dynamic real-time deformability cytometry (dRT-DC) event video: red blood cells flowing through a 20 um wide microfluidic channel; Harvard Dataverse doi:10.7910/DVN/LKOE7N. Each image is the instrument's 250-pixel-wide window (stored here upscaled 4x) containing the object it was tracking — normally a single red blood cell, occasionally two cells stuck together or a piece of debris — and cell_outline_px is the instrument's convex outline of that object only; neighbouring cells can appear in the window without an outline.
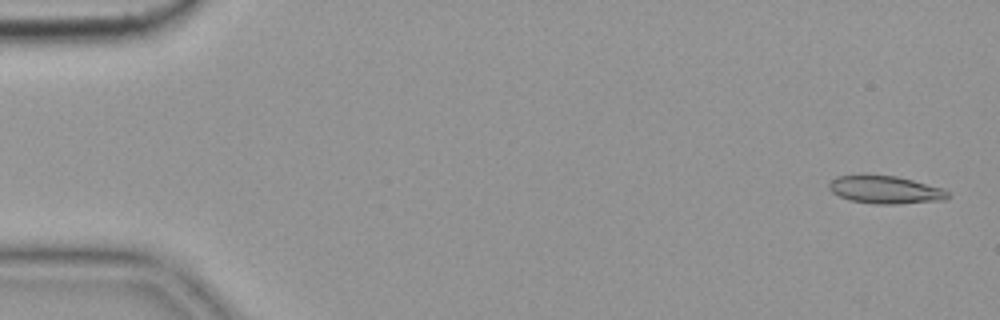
{"species": "common noctule bat (a hibernating species)", "species_latin": "Nyctalus noctula", "temperature_condition": "cold", "stored_images_in_passage": 55, "camera_frame_rate_fps": 3000, "um_per_image_px": 0.085, "animal": {"sex": "female", "body_mass_g": 19.9}, "frame": {"image": 1, "passage_image": 2, "time_ms": 0.333, "image_size_px": [1000, 320], "cell_outline_px": [[948, 196], [944, 200], [896, 204], [872, 204], [848, 200], [832, 192], [828, 188], [828, 184], [836, 176], [896, 176], [944, 188], [948, 192]], "centroid_in_image_um": [75.25, 16.15], "position_along_channel_um": 9.7, "area_um2": 19.02}}
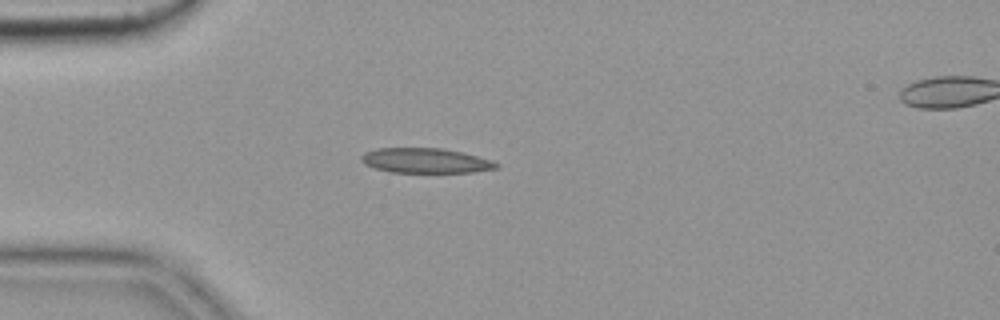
{"frame": {"image": 2, "passage_image": 15, "time_ms": 4.667, "image_size_px": [1000, 320], "cell_outline_px": [[500, 168], [472, 172], [388, 172], [372, 168], [364, 164], [360, 160], [360, 156], [364, 152], [376, 148], [444, 148], [464, 152], [492, 160], [500, 164]], "centroid_in_image_um": [36.16, 13.65], "position_along_channel_um": 48.8, "area_um2": 19.94}}
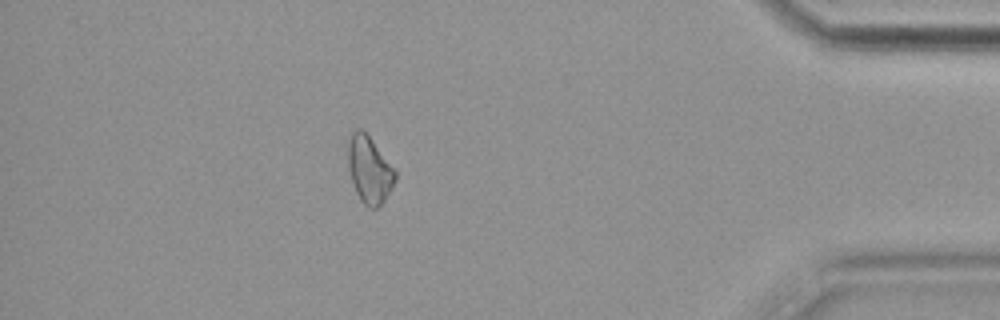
{"frame": {"image": 3, "passage_image": 49, "time_ms": 16.0, "image_size_px": [1000, 320], "cell_outline_px": [[396, 180], [392, 188], [384, 200], [376, 208], [372, 208], [364, 204], [360, 200], [356, 192], [348, 168], [348, 144], [352, 132], [356, 128], [360, 128], [368, 136], [396, 168]], "centroid_in_image_um": [31.41, 14.42], "position_along_channel_um": 403.8, "area_um2": 18.32}}